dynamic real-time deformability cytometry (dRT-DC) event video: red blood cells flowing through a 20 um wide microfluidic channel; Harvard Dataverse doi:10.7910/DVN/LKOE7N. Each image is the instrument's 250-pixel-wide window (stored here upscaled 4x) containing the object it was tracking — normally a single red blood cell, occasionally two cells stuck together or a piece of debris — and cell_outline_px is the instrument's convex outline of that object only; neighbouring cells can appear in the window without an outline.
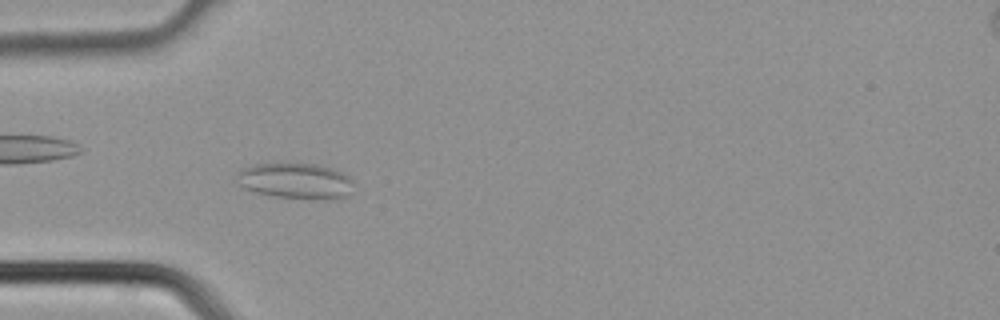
{"species": "common noctule bat (a hibernating species)", "species_latin": "Nyctalus noctula", "temperature_condition": "cold", "stored_images_in_passage": 4, "camera_frame_rate_fps": 3000, "um_per_image_px": 0.085, "animal": {"sex": "male", "body_mass_g": 21.5, "forearm_length_mm": 52.0}, "frame": {"image": 1, "passage_image": 4, "time_ms": 1.0, "image_size_px": [1000, 320], "cell_outline_px": [[352, 184], [348, 196], [340, 200], [320, 200], [276, 196], [256, 192], [244, 188], [240, 184], [236, 172], [240, 168], [252, 164], [316, 164], [332, 168], [344, 172], [352, 180]], "centroid_in_image_um": [25.16, 15.39], "position_along_channel_um": 59.8, "area_um2": 24.57}}